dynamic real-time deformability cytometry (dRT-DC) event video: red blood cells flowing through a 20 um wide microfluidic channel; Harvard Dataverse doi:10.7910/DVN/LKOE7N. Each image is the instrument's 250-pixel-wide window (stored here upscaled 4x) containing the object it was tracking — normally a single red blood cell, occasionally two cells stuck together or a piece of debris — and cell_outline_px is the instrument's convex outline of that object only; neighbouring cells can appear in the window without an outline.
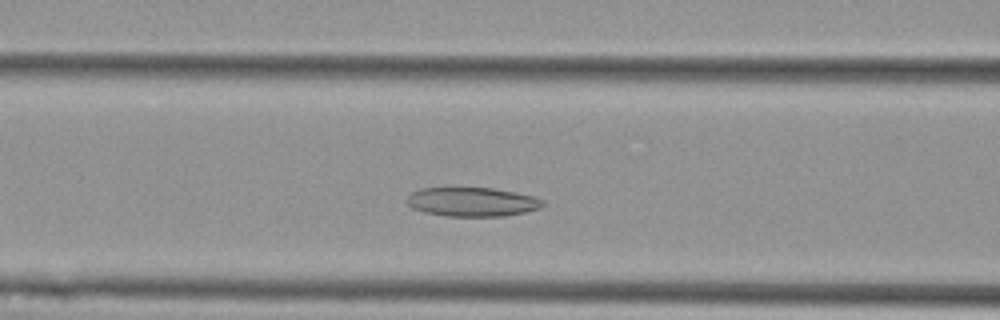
{"species": "Egyptian fruit bat (a non-hibernating species)", "species_latin": "Rousettus aegyptiacus", "temperature_condition": "cold", "stored_images_in_passage": 39, "camera_frame_rate_fps": 3000, "um_per_image_px": 0.085, "animal": {"sex": "female"}, "frame": {"image": 1, "passage_image": 11, "time_ms": 3.333, "image_size_px": [1000, 320], "cell_outline_px": [[544, 204], [540, 208], [524, 212], [504, 216], [448, 216], [424, 212], [412, 208], [404, 200], [412, 192], [420, 188], [492, 188], [532, 196], [544, 200]], "centroid_in_image_um": [40.09, 17.16], "position_along_channel_um": 126.5, "area_um2": 22.89}}
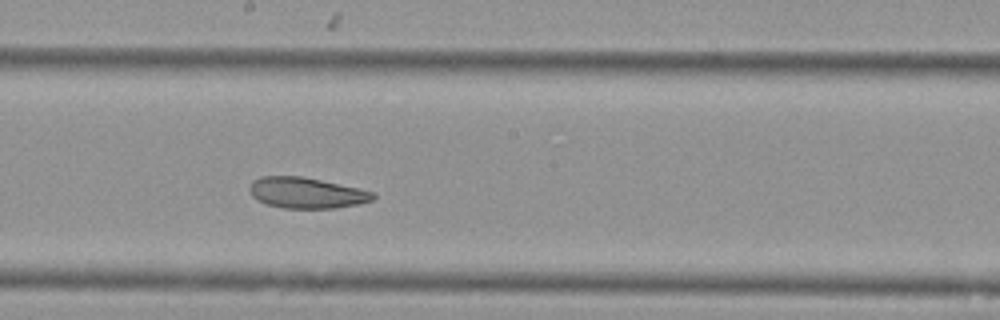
{"frame": {"image": 2, "passage_image": 19, "time_ms": 6.0, "image_size_px": [1000, 320], "cell_outline_px": [[376, 196], [372, 200], [360, 204], [336, 208], [284, 208], [268, 204], [256, 200], [252, 196], [248, 188], [252, 180], [260, 176], [304, 176], [356, 188], [372, 192]], "centroid_in_image_um": [26.0, 16.39], "position_along_channel_um": 222.2, "area_um2": 22.2}}
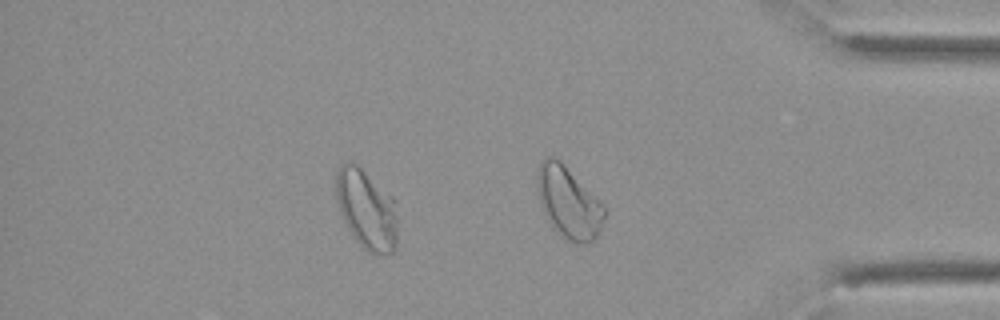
{"frame": {"image": 3, "passage_image": 34, "time_ms": 11.0, "image_size_px": [1000, 320], "cell_outline_px": [[396, 248], [392, 252], [384, 256], [376, 256], [368, 252], [352, 236], [340, 212], [336, 200], [336, 168], [344, 160], [356, 164], [392, 196], [396, 200]], "centroid_in_image_um": [31.15, 17.8], "position_along_channel_um": 404.1, "area_um2": 28.9}, "authors_computed_cell_mechanics": {"area_um2": 23.5246, "velocity_mm_per_s": 3.6071, "shape_relaxation_time_tau1_ms": null, "shape_relaxation_time_tau2_ms": 6.0682, "deformation_change_tau1": null, "deformation_change_tau2": 0.1295}}